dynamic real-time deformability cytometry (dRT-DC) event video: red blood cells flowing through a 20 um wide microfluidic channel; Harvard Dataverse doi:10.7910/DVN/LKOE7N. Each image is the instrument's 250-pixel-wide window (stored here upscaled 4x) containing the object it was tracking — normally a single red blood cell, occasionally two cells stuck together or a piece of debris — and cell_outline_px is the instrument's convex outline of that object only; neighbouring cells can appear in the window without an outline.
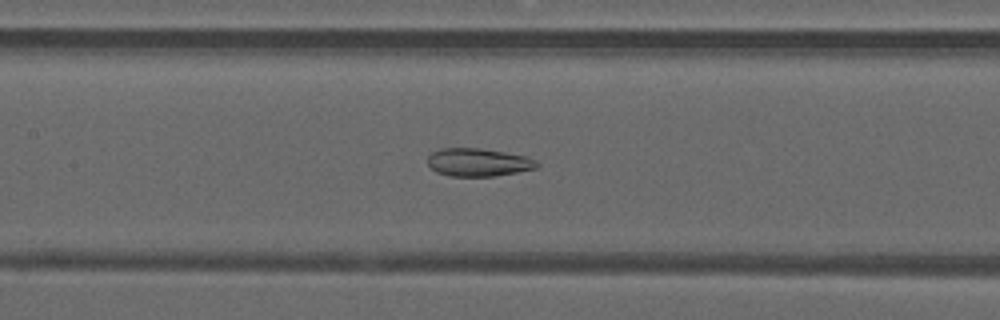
{"species": "common noctule bat (a hibernating species)", "species_latin": "Nyctalus noctula", "temperature_condition": "warm", "stored_images_in_passage": 40, "camera_frame_rate_fps": 3000, "um_per_image_px": 0.085, "animal": {"sex": "male", "forearm_length_mm": 52.5}, "frame": {"image": 1, "passage_image": 14, "time_ms": 4.333, "image_size_px": [1000, 320], "cell_outline_px": [[540, 164], [536, 168], [516, 172], [492, 176], [452, 176], [436, 172], [428, 164], [428, 156], [432, 152], [440, 148], [480, 148], [504, 152], [524, 156], [536, 160]], "centroid_in_image_um": [40.63, 13.79], "position_along_channel_um": 166.8, "area_um2": 17.69}}
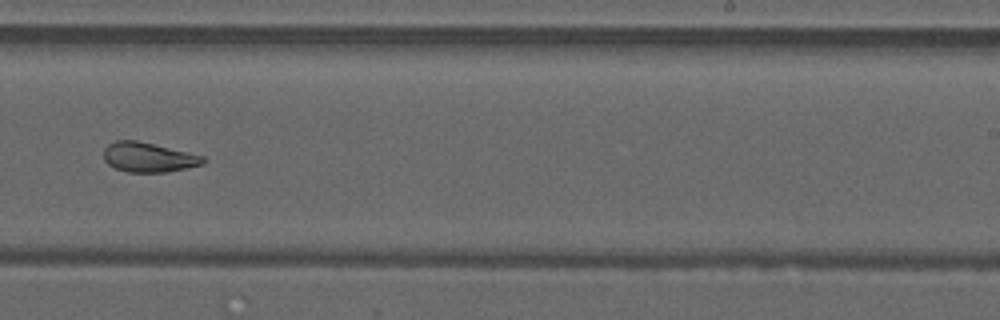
{"frame": {"image": 2, "passage_image": 22, "time_ms": 7.0, "image_size_px": [1000, 320], "cell_outline_px": [[208, 160], [204, 164], [164, 172], [128, 172], [116, 168], [108, 164], [104, 160], [104, 148], [108, 144], [116, 140], [136, 140], [204, 156]], "centroid_in_image_um": [12.61, 13.36], "position_along_channel_um": 276.4, "area_um2": 17.05}}
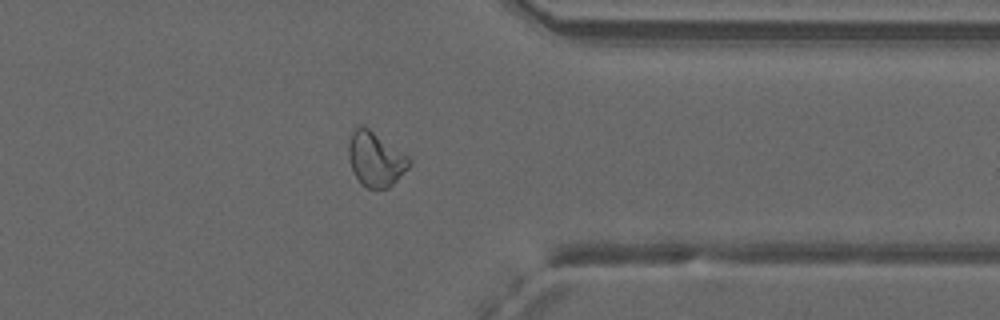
{"frame": {"image": 3, "passage_image": 30, "time_ms": 9.667, "image_size_px": [1000, 320], "cell_outline_px": [[412, 164], [388, 188], [368, 188], [360, 184], [352, 168], [348, 156], [348, 144], [352, 132], [356, 128], [364, 124], [408, 156], [412, 160]], "centroid_in_image_um": [31.92, 13.51], "position_along_channel_um": 379.5, "area_um2": 19.19}, "authors_computed_cell_mechanics": {"area_um2": 18.9873, "velocity_mm_per_s": 4.1293, "shape_relaxation_time_tau1_ms": null, "shape_relaxation_time_tau2_ms": 1.2294, "deformation_change_tau1": null, "deformation_change_tau2": 0.0662}}